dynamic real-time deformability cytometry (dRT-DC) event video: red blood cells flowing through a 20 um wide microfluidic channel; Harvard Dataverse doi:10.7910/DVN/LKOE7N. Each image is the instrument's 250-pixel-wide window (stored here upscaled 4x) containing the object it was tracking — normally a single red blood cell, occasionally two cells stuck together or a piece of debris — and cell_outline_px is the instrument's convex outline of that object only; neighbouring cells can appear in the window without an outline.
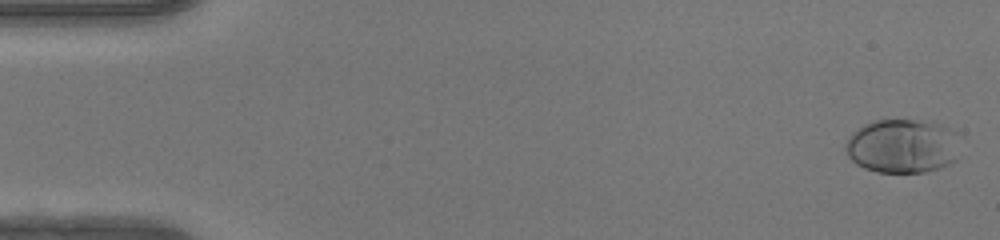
{"species": "human", "species_latin": "Homo sapiens", "temperature_condition": "warm", "stored_images_in_passage": 50, "camera_frame_rate_fps": 3000, "um_per_image_px": 0.085, "donor": {"sex": "female"}, "frame": {"image": 1, "passage_image": 2, "time_ms": 0.333, "image_size_px": [1000, 240], "cell_outline_px": [[956, 160], [948, 164], [924, 172], [876, 172], [864, 168], [856, 164], [848, 156], [844, 148], [844, 144], [848, 136], [852, 132], [864, 124], [876, 120], [932, 120], [944, 124], [952, 132]], "centroid_in_image_um": [76.6, 12.4], "position_along_channel_um": 8.4, "area_um2": 35.78}}
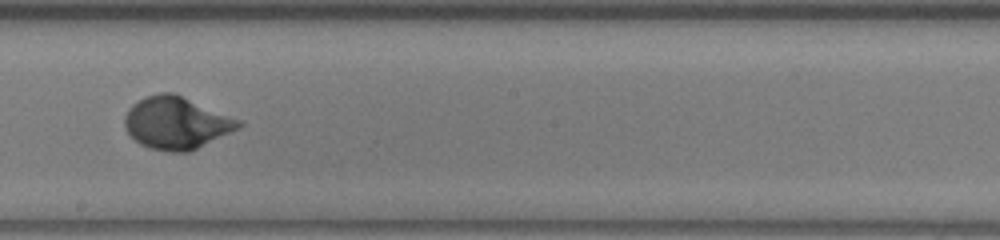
{"frame": {"image": 2, "passage_image": 29, "time_ms": 9.333, "image_size_px": [1000, 240], "cell_outline_px": [[244, 124], [188, 152], [168, 152], [152, 148], [140, 144], [124, 128], [124, 116], [128, 108], [132, 104], [144, 96], [160, 92], [172, 92], [244, 120]], "centroid_in_image_um": [14.96, 10.42], "position_along_channel_um": 233.2, "area_um2": 34.56}}
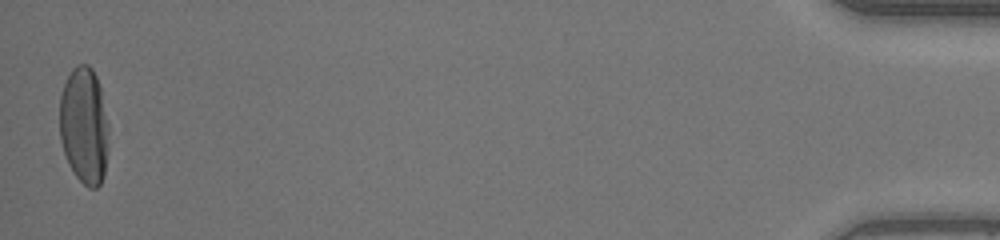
{"frame": {"image": 3, "passage_image": 50, "time_ms": 16.333, "image_size_px": [1000, 240], "cell_outline_px": [[108, 132], [104, 176], [100, 184], [96, 188], [88, 188], [76, 176], [68, 164], [60, 140], [60, 96], [64, 84], [72, 68], [76, 64], [88, 64], [92, 68], [96, 76], [100, 88], [108, 124]], "centroid_in_image_um": [7.14, 10.67], "position_along_channel_um": 428.1, "area_um2": 33.35}, "authors_computed_cell_mechanics": {"area_um2": 32.5992, "velocity_mm_per_s": 4.1845, "shape_relaxation_time_tau1_ms": 4.0804, "shape_relaxation_time_tau2_ms": null, "deformation_change_tau1": 0.2126, "deformation_change_tau2": null}}